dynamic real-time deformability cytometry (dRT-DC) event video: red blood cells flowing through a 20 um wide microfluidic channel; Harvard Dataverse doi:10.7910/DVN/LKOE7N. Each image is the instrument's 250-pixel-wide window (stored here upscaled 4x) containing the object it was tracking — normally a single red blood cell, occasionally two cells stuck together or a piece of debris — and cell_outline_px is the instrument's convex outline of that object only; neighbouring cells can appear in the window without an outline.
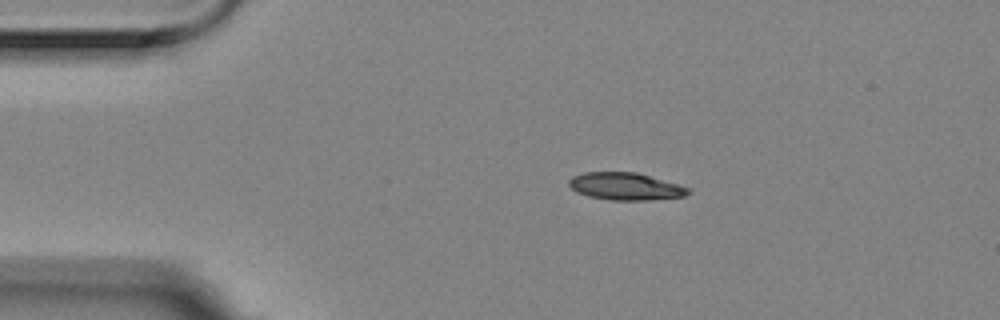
{"species": "Egyptian fruit bat (a non-hibernating species)", "species_latin": "Rousettus aegyptiacus", "temperature_condition": "room temperature", "stored_images_in_passage": 35, "camera_frame_rate_fps": 3000, "um_per_image_px": 0.085, "animal": {"sex": "female"}, "frame": {"image": 1, "passage_image": 1, "time_ms": 0.0, "image_size_px": [1000, 320], "cell_outline_px": [[692, 192], [684, 196], [648, 200], [608, 200], [588, 196], [576, 192], [568, 184], [568, 180], [572, 176], [584, 172], [636, 172], [676, 184], [688, 188]], "centroid_in_image_um": [53.11, 15.84], "position_along_channel_um": 31.9, "area_um2": 18.9}}
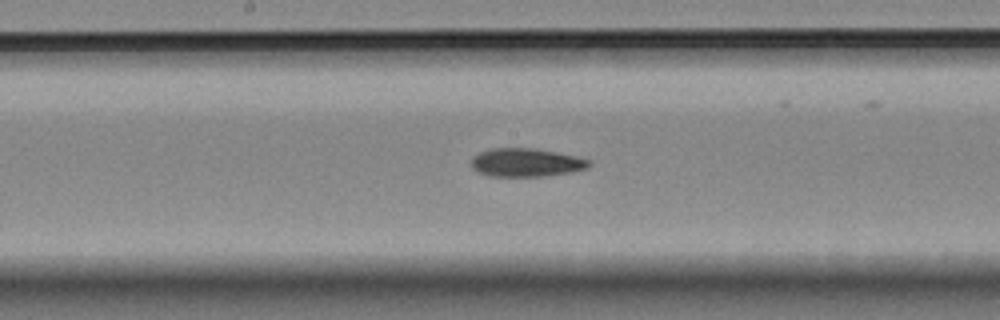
{"frame": {"image": 2, "passage_image": 19, "time_ms": 6.0, "image_size_px": [1000, 320], "cell_outline_px": [[592, 164], [588, 168], [572, 172], [544, 176], [492, 176], [480, 172], [472, 168], [472, 156], [480, 152], [492, 148], [536, 148], [580, 156], [592, 160]], "centroid_in_image_um": [44.8, 13.8], "position_along_channel_um": 203.4, "area_um2": 19.71}}
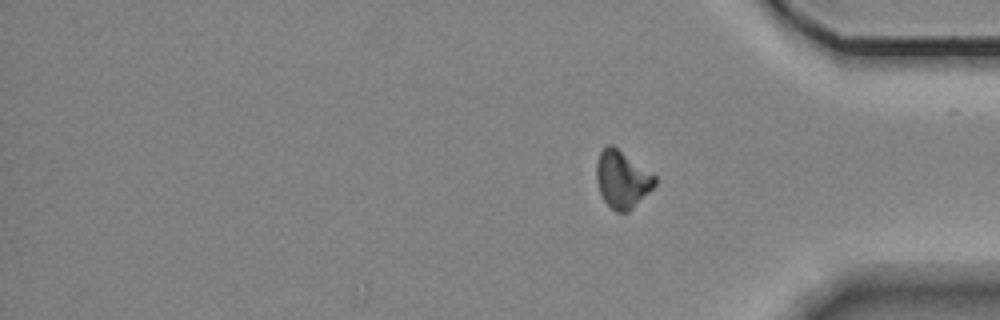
{"frame": {"image": 3, "passage_image": 35, "time_ms": 11.333, "image_size_px": [1000, 320], "cell_outline_px": [[656, 184], [628, 212], [616, 212], [604, 200], [600, 192], [596, 180], [596, 164], [600, 152], [608, 144], [612, 144], [656, 176]], "centroid_in_image_um": [52.86, 15.23], "position_along_channel_um": 382.3, "area_um2": 19.19}, "authors_computed_cell_mechanics": {"area_um2": 19.5942, "velocity_mm_per_s": 3.5508, "shape_relaxation_time_tau1_ms": 7.6371, "shape_relaxation_time_tau2_ms": null, "deformation_change_tau1": 0.1826, "deformation_change_tau2": null}}